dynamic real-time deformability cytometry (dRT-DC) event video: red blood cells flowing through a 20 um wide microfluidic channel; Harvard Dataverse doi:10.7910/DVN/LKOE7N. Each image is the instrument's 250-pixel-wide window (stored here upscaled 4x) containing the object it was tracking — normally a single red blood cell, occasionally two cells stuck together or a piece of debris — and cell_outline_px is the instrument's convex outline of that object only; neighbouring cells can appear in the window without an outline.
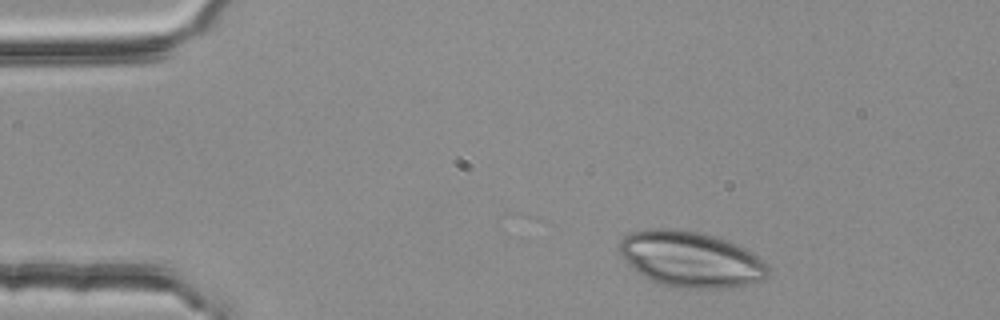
{"species": "common noctule bat (a hibernating species)", "species_latin": "Nyctalus noctula", "temperature_condition": "room temperature", "stored_images_in_passage": 6, "camera_frame_rate_fps": 3000, "um_per_image_px": 0.085, "animal": {"sex": "female", "body_mass_g": 25.1}, "frame": {"image": 1, "passage_image": 1, "time_ms": 0.0, "image_size_px": [1000, 320], "cell_outline_px": [[772, 272], [764, 280], [732, 288], [680, 288], [660, 284], [644, 276], [620, 252], [620, 240], [624, 236], [632, 232], [648, 228], [672, 228], [700, 232], [716, 236], [728, 240], [752, 252], [764, 260], [768, 264]], "centroid_in_image_um": [58.82, 22.03], "position_along_channel_um": 26.2, "area_um2": 48.38}}
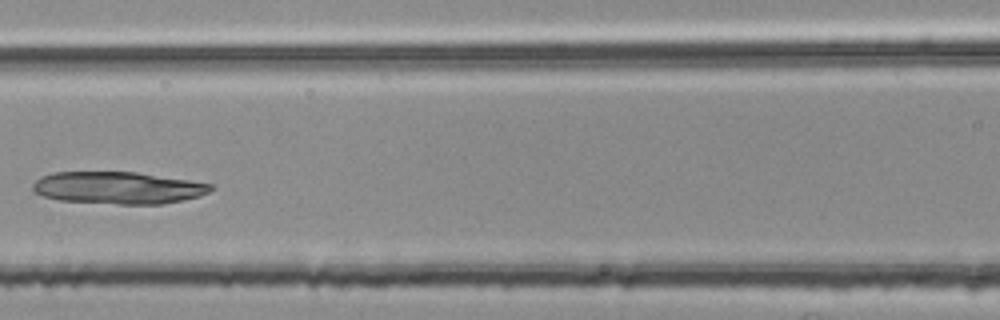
{"frame": {"image": 2, "passage_image": 5, "time_ms": 1.333, "image_size_px": [1000, 320], "cell_outline_px": [[216, 188], [200, 196], [184, 200], [164, 204], [120, 204], [60, 200], [44, 196], [32, 192], [32, 184], [40, 176], [52, 172], [136, 172], [216, 184]], "centroid_in_image_um": [10.06, 15.96], "position_along_channel_um": 156.5, "area_um2": 33.64}}
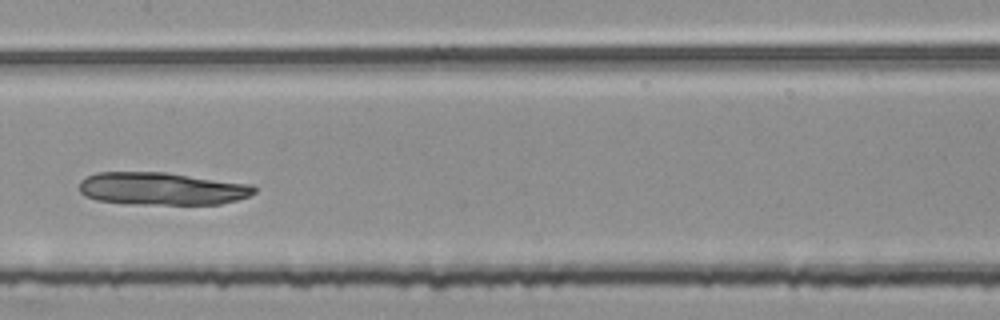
{"frame": {"image": 3, "passage_image": 6, "time_ms": 1.667, "image_size_px": [1000, 320], "cell_outline_px": [[256, 192], [248, 196], [236, 200], [220, 204], [124, 204], [96, 200], [84, 196], [80, 192], [80, 180], [84, 176], [96, 172], [164, 172], [252, 184], [256, 188]], "centroid_in_image_um": [13.71, 16.04], "position_along_channel_um": 193.7, "area_um2": 33.58}}